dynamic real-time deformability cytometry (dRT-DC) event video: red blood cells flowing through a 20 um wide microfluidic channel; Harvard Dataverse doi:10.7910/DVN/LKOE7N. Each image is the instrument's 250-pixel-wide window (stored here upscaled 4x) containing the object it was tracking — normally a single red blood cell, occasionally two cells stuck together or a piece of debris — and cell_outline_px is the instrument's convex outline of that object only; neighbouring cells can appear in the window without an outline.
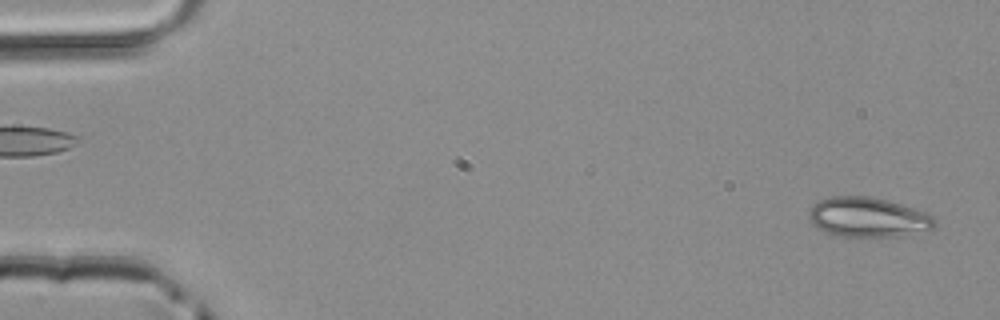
{"species": "common noctule bat (a hibernating species)", "species_latin": "Nyctalus noctula", "temperature_condition": "room temperature", "stored_images_in_passage": 48, "camera_frame_rate_fps": 3000, "um_per_image_px": 0.085, "animal": {"sex": "male", "body_mass_g": 20.4}, "frame": {"image": 1, "passage_image": 2, "time_ms": 0.333, "image_size_px": [1000, 320], "cell_outline_px": [[936, 224], [932, 228], [904, 236], [840, 236], [828, 232], [812, 224], [808, 220], [808, 212], [816, 200], [832, 196], [868, 196], [888, 200], [924, 212], [932, 216], [936, 220]], "centroid_in_image_um": [73.74, 18.45], "position_along_channel_um": 11.3, "area_um2": 29.02}}
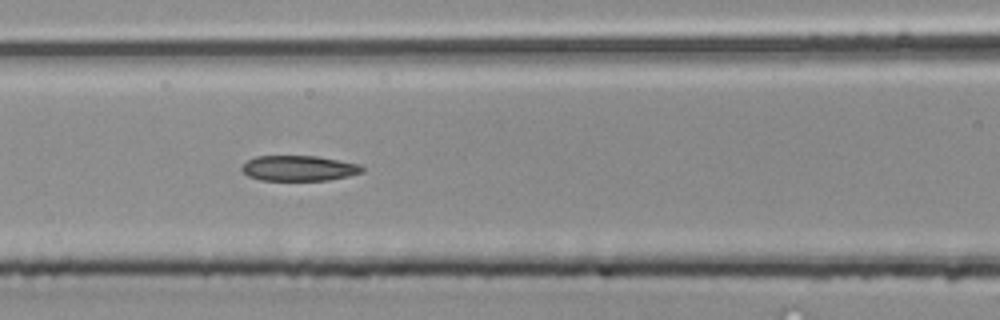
{"frame": {"image": 2, "passage_image": 21, "time_ms": 6.667, "image_size_px": [1000, 320], "cell_outline_px": [[364, 172], [348, 176], [328, 180], [260, 180], [248, 176], [240, 168], [248, 160], [256, 156], [320, 156], [360, 164], [364, 168]], "centroid_in_image_um": [25.43, 14.29], "position_along_channel_um": 141.2, "area_um2": 17.86}}
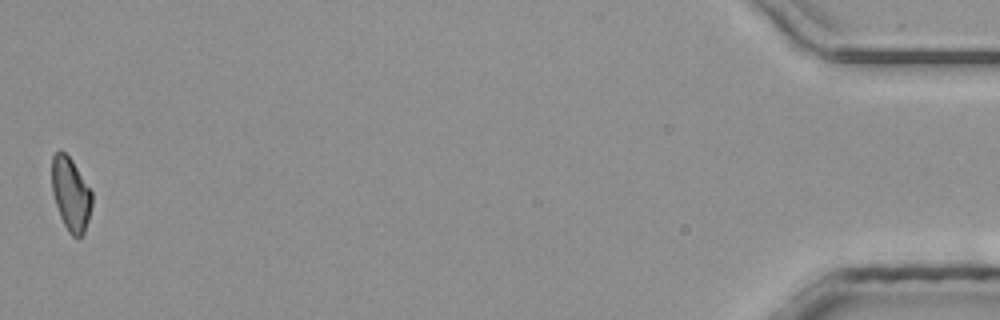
{"frame": {"image": 3, "passage_image": 48, "time_ms": 15.667, "image_size_px": [1000, 320], "cell_outline_px": [[92, 204], [88, 220], [84, 232], [80, 236], [72, 236], [68, 232], [60, 216], [52, 192], [52, 156], [60, 148], [72, 160], [92, 192]], "centroid_in_image_um": [6.01, 16.48], "position_along_channel_um": 429.2, "area_um2": 16.99}}